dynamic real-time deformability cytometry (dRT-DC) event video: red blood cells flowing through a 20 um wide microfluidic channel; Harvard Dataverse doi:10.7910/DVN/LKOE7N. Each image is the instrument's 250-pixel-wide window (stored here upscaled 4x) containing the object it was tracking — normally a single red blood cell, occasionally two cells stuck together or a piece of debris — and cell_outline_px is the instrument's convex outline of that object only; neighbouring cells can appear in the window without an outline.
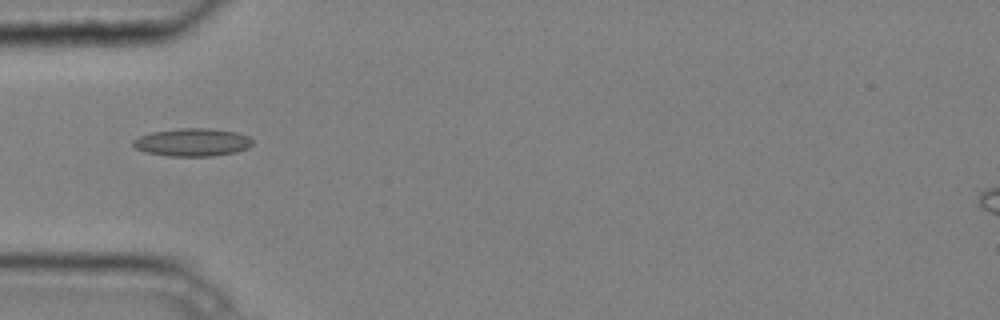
{"species": "common noctule bat (a hibernating species)", "species_latin": "Nyctalus noctula", "temperature_condition": "cold", "stored_images_in_passage": 8, "camera_frame_rate_fps": 3000, "um_per_image_px": 0.085, "animal": {"sex": "male", "body_mass_g": 20.4}, "frame": {"image": 1, "passage_image": 3, "time_ms": 0.667, "image_size_px": [1000, 320], "cell_outline_px": [[252, 144], [248, 148], [236, 152], [212, 156], [168, 156], [144, 152], [136, 148], [132, 144], [132, 140], [140, 136], [152, 132], [180, 128], [208, 128], [236, 132], [248, 136], [252, 140]], "centroid_in_image_um": [16.34, 12.1], "position_along_channel_um": 68.7, "area_um2": 19.42}}
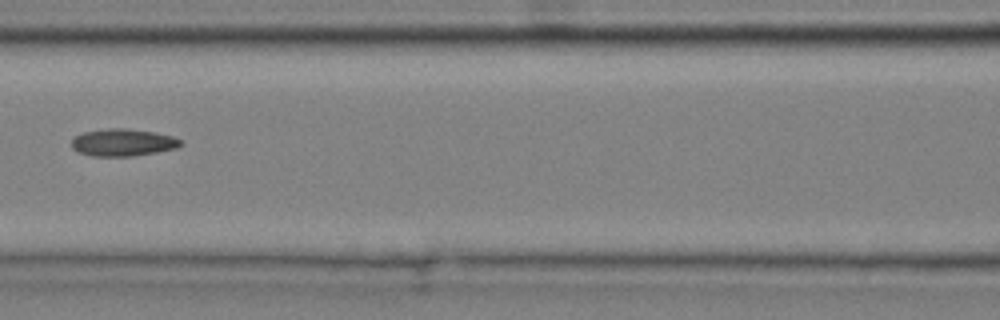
{"frame": {"image": 2, "passage_image": 5, "time_ms": 1.333, "image_size_px": [1000, 320], "cell_outline_px": [[184, 144], [176, 148], [156, 152], [132, 156], [92, 156], [76, 152], [72, 148], [72, 136], [84, 132], [108, 128], [124, 128], [156, 132], [172, 136], [180, 140]], "centroid_in_image_um": [10.42, 12.11], "position_along_channel_um": 156.2, "area_um2": 17.46}}
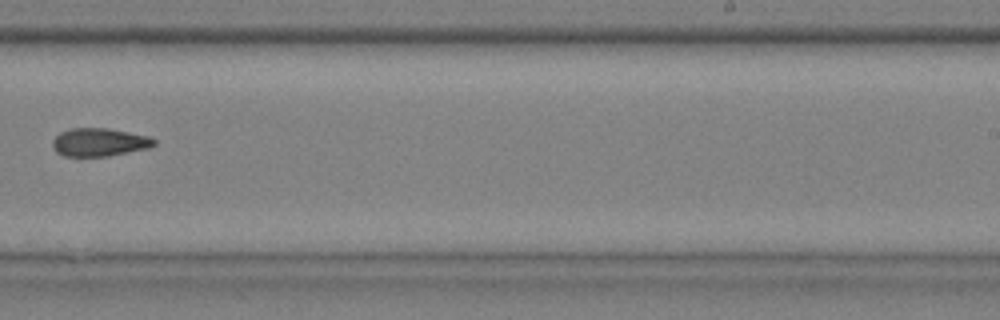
{"frame": {"image": 3, "passage_image": 8, "time_ms": 2.333, "image_size_px": [1000, 320], "cell_outline_px": [[156, 144], [148, 148], [108, 156], [64, 156], [56, 152], [52, 144], [52, 140], [60, 132], [72, 128], [108, 128], [148, 136], [156, 140]], "centroid_in_image_um": [8.43, 12.09], "position_along_channel_um": 280.6, "area_um2": 16.59}}